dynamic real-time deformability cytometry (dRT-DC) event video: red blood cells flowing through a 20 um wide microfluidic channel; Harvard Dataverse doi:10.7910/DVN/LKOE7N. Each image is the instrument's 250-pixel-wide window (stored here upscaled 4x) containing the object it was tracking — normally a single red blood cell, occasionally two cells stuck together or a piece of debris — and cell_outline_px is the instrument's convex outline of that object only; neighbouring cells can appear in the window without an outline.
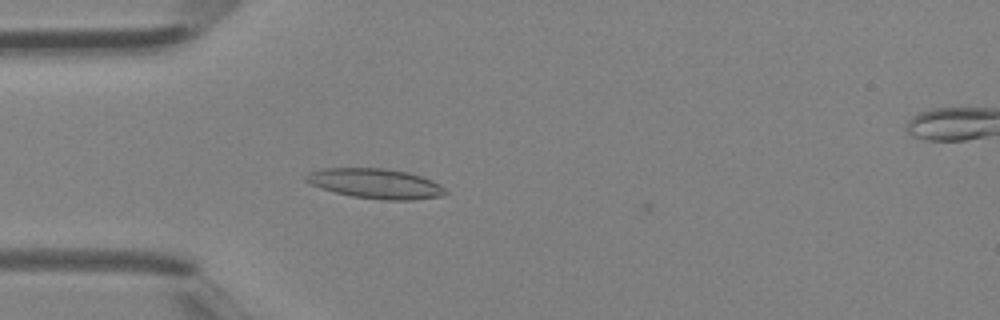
{"species": "Egyptian fruit bat (a non-hibernating species)", "species_latin": "Rousettus aegyptiacus", "temperature_condition": "room temperature", "stored_images_in_passage": 8, "camera_frame_rate_fps": 3000, "um_per_image_px": 0.085, "animal": {"sex": "female"}, "frame": {"image": 1, "passage_image": 4, "time_ms": 1.0, "image_size_px": [1000, 320], "cell_outline_px": [[448, 192], [440, 196], [412, 200], [384, 200], [352, 196], [320, 188], [304, 180], [304, 176], [308, 172], [320, 168], [388, 168], [408, 172], [432, 180], [440, 184]], "centroid_in_image_um": [31.9, 15.59], "position_along_channel_um": 53.1, "area_um2": 24.39}}
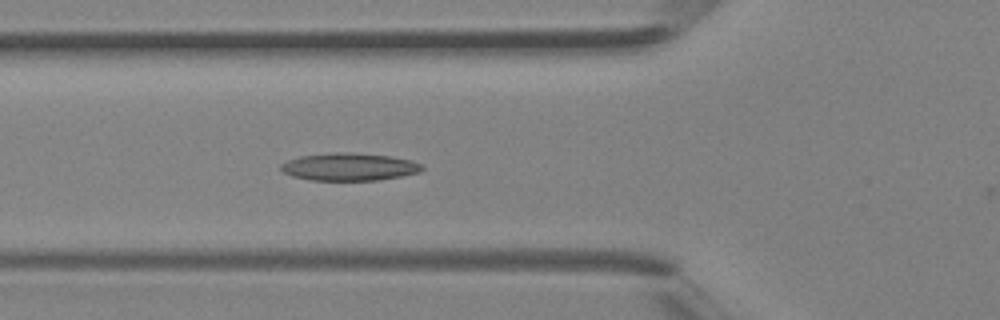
{"frame": {"image": 2, "passage_image": 7, "time_ms": 2.0, "image_size_px": [1000, 320], "cell_outline_px": [[424, 168], [420, 172], [400, 176], [376, 180], [308, 180], [292, 176], [284, 172], [280, 168], [280, 164], [288, 160], [300, 156], [336, 152], [348, 152], [392, 156], [412, 160], [424, 164]], "centroid_in_image_um": [29.71, 14.17], "position_along_channel_um": 96.1, "area_um2": 22.77}}